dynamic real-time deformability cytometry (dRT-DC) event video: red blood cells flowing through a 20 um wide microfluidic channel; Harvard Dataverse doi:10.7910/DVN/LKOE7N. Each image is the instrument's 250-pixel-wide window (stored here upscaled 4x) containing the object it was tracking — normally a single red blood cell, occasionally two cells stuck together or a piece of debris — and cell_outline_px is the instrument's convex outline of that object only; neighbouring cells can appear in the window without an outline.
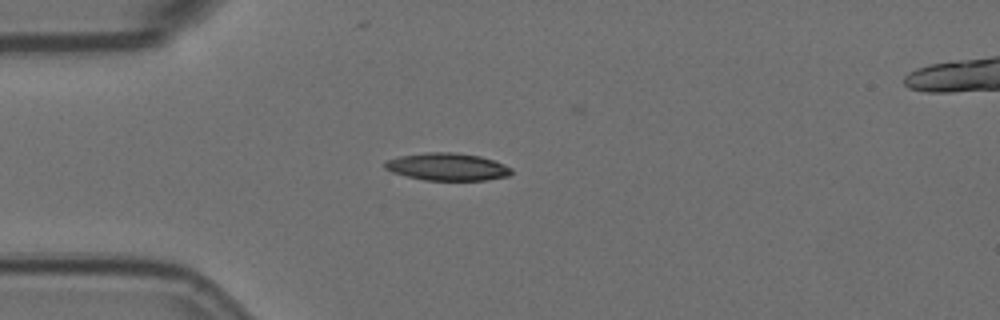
{"species": "Egyptian fruit bat (a non-hibernating species)", "species_latin": "Rousettus aegyptiacus", "temperature_condition": "room temperature", "stored_images_in_passage": 4, "camera_frame_rate_fps": 3000, "um_per_image_px": 0.085, "animal": {"sex": "female"}, "frame": {"image": 1, "passage_image": 3, "time_ms": 0.667, "image_size_px": [1000, 320], "cell_outline_px": [[512, 172], [508, 176], [488, 180], [424, 180], [392, 172], [384, 168], [384, 164], [388, 160], [400, 156], [424, 152], [452, 152], [480, 156], [504, 164], [512, 168]], "centroid_in_image_um": [38.03, 14.18], "position_along_channel_um": 47.0, "area_um2": 20.17}}